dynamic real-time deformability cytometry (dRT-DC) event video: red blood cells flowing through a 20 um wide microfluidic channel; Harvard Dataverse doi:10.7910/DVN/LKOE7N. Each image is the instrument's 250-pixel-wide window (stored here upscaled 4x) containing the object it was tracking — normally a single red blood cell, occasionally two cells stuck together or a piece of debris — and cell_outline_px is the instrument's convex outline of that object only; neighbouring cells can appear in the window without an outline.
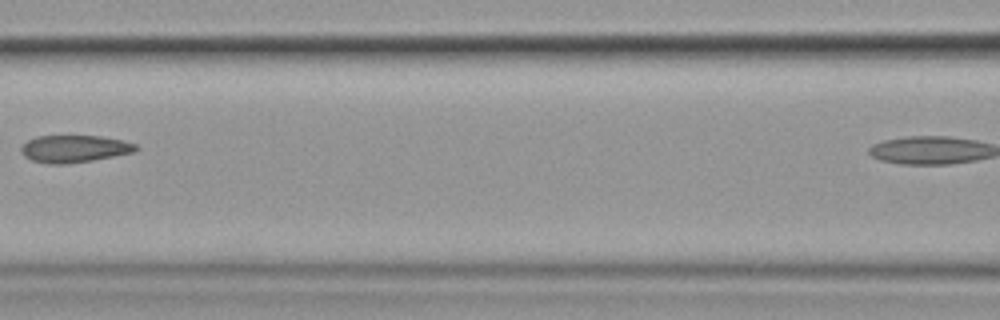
{"species": "common noctule bat (a hibernating species)", "species_latin": "Nyctalus noctula", "temperature_condition": "cold", "stored_images_in_passage": 6, "camera_frame_rate_fps": 3000, "um_per_image_px": 0.085, "animal": {"sex": "female", "body_mass_g": 19.9}, "frame": {"image": 1, "passage_image": 5, "time_ms": 4.667, "image_size_px": [1000, 320], "cell_outline_px": [[140, 148], [136, 152], [92, 160], [64, 164], [52, 164], [32, 160], [24, 156], [20, 152], [20, 148], [28, 140], [36, 136], [100, 136], [120, 140], [136, 144]], "centroid_in_image_um": [6.32, 12.64], "position_along_channel_um": 160.3, "area_um2": 18.15}}